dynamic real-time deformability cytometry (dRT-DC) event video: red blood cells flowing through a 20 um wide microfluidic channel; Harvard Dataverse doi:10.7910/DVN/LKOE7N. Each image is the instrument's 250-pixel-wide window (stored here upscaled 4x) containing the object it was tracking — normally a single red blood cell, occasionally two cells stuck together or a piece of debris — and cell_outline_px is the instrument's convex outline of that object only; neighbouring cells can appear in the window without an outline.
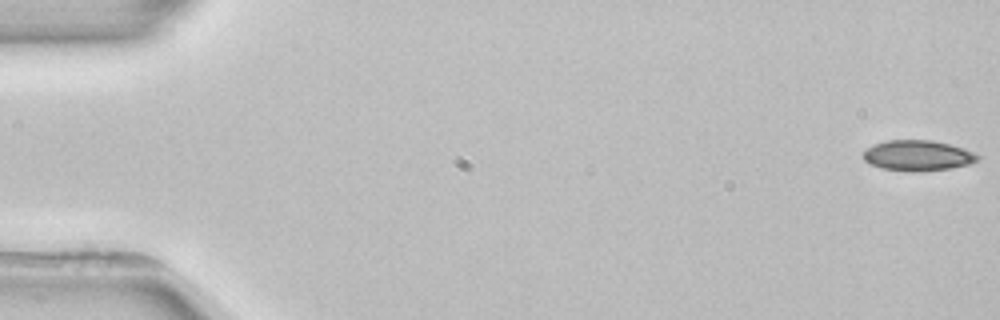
{"species": "common noctule bat (a hibernating species)", "species_latin": "Nyctalus noctula", "temperature_condition": "room temperature", "stored_images_in_passage": 4, "camera_frame_rate_fps": 3000, "um_per_image_px": 0.085, "animal": {"sex": "female", "body_mass_g": 22.7, "forearm_length_mm": 54.2}, "frame": {"image": 1, "passage_image": 1, "time_ms": 0.0, "image_size_px": [1000, 320], "cell_outline_px": [[980, 156], [976, 160], [968, 164], [948, 168], [916, 172], [908, 172], [880, 168], [864, 160], [864, 152], [872, 144], [888, 140], [932, 140], [948, 144], [972, 152]], "centroid_in_image_um": [77.95, 13.22], "position_along_channel_um": 7.0, "area_um2": 20.06}}
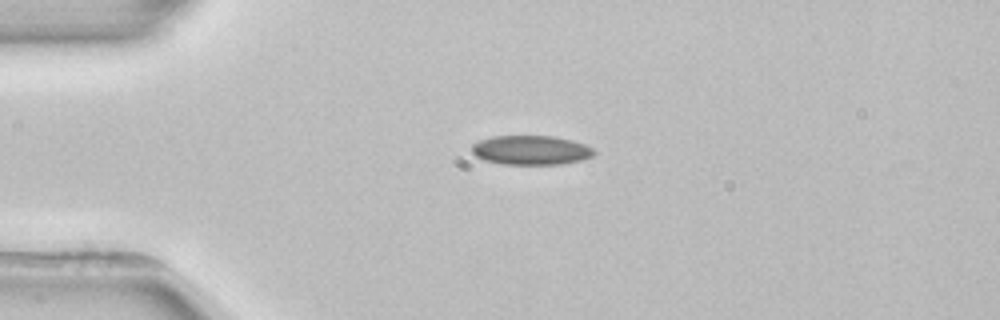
{"frame": {"image": 2, "passage_image": 4, "time_ms": 4.0, "image_size_px": [1000, 320], "cell_outline_px": [[596, 152], [592, 156], [580, 160], [564, 164], [500, 164], [484, 160], [476, 156], [472, 152], [472, 144], [480, 140], [492, 136], [556, 136], [572, 140], [584, 144], [592, 148]], "centroid_in_image_um": [45.13, 12.76], "position_along_channel_um": 39.9, "area_um2": 20.92}}